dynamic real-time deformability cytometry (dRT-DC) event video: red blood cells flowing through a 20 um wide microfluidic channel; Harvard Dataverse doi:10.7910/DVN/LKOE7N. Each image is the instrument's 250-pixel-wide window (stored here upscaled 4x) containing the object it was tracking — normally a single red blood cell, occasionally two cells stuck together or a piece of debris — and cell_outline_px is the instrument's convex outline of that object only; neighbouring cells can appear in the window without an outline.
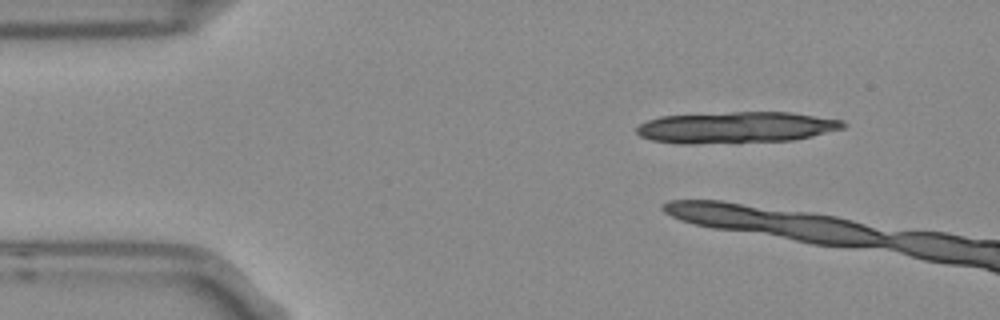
{"species": "Egyptian fruit bat (a non-hibernating species)", "species_latin": "Rousettus aegyptiacus", "temperature_condition": "room temperature", "stored_images_in_passage": 5, "segment_of_instrument_passage": [2, 2], "camera_frame_rate_fps": 3000, "um_per_image_px": 0.085, "frame": {"image": 1, "passage_image": 5, "time_ms": 1.333, "image_size_px": [1000, 320], "cell_outline_px": [[848, 124], [844, 128], [812, 136], [792, 140], [696, 144], [680, 144], [652, 140], [640, 136], [636, 132], [636, 128], [640, 124], [648, 120], [660, 116], [732, 112], [792, 112], [844, 120]], "centroid_in_image_um": [62.59, 10.83], "position_along_channel_um": 22.4, "area_um2": 37.92}}